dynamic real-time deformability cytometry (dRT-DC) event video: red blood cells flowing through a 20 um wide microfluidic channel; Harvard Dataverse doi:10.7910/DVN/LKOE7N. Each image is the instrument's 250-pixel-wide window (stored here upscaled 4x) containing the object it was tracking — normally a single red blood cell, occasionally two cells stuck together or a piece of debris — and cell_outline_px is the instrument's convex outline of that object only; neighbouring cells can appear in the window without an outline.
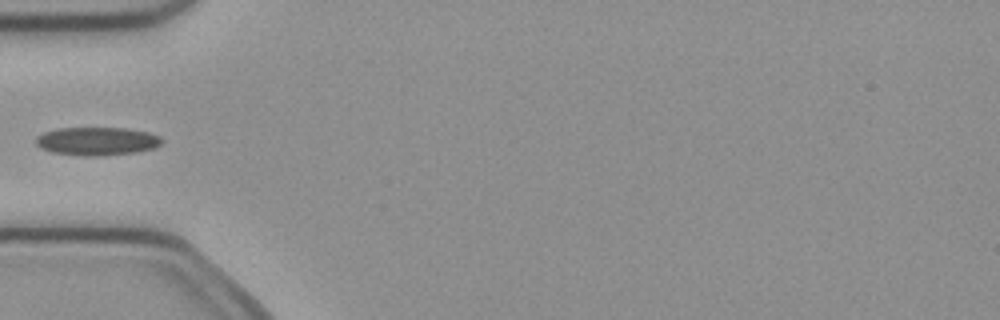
{"species": "common noctule bat (a hibernating species)", "species_latin": "Nyctalus noctula", "temperature_condition": "cold", "stored_images_in_passage": 4, "camera_frame_rate_fps": 3000, "um_per_image_px": 0.085, "animal": {"sex": "female", "body_mass_g": 21.9}, "frame": {"image": 1, "passage_image": 4, "time_ms": 1.0, "image_size_px": [1000, 320], "cell_outline_px": [[164, 140], [156, 148], [136, 152], [100, 156], [84, 156], [52, 152], [40, 148], [36, 144], [36, 136], [44, 132], [56, 128], [124, 128], [148, 132], [160, 136]], "centroid_in_image_um": [8.25, 12.0], "position_along_channel_um": 76.8, "area_um2": 20.87}}